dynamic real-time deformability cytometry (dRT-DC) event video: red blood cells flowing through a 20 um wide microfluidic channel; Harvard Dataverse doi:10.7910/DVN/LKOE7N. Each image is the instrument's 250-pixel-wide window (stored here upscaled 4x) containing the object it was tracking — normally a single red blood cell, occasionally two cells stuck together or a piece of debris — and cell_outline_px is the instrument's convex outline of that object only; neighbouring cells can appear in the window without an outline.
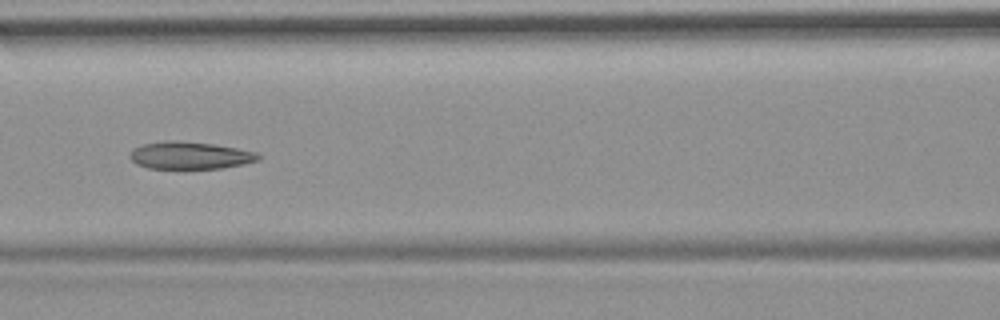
{"species": "common noctule bat (a hibernating species)", "species_latin": "Nyctalus noctula", "temperature_condition": "room temperature", "stored_images_in_passage": 8, "camera_frame_rate_fps": 3000, "um_per_image_px": 0.085, "animal": {"sex": "female", "body_mass_g": 19.9}, "frame": {"image": 1, "passage_image": 6, "time_ms": 6.667, "image_size_px": [1000, 320], "cell_outline_px": [[260, 160], [244, 164], [224, 168], [148, 168], [136, 164], [128, 156], [132, 148], [140, 144], [168, 140], [212, 144], [236, 148], [256, 152], [260, 156]], "centroid_in_image_um": [16.11, 13.21], "position_along_channel_um": 150.5, "area_um2": 20.46}}
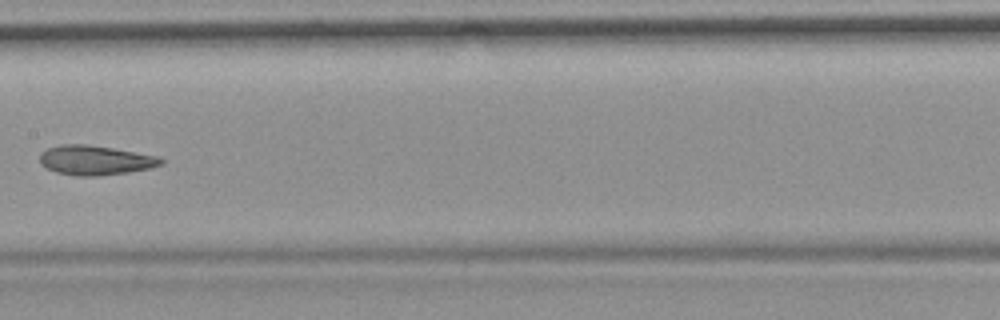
{"frame": {"image": 2, "passage_image": 7, "time_ms": 8.0, "image_size_px": [1000, 320], "cell_outline_px": [[164, 164], [148, 168], [128, 172], [96, 176], [76, 176], [56, 172], [40, 164], [40, 152], [48, 148], [60, 144], [88, 144], [160, 156], [164, 160]], "centroid_in_image_um": [8.1, 13.61], "position_along_channel_um": 199.3, "area_um2": 20.92}}